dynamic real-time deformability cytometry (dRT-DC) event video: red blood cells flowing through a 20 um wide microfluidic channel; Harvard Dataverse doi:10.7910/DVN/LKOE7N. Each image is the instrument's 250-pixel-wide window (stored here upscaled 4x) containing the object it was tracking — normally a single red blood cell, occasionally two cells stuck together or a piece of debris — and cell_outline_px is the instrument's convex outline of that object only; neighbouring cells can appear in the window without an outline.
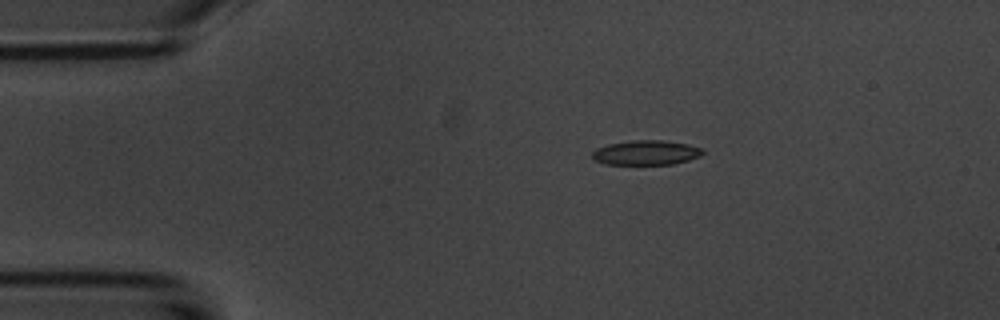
{"species": "common noctule bat (a hibernating species)", "species_latin": "Nyctalus noctula", "temperature_condition": "room temperature", "stored_images_in_passage": 45, "camera_frame_rate_fps": 3000, "um_per_image_px": 0.085, "animal": {"sex": "male", "body_mass_g": 20.1, "forearm_length_mm": 53.5}, "frame": {"image": 1, "passage_image": 1, "time_ms": 0.0, "image_size_px": [1000, 320], "cell_outline_px": [[704, 152], [700, 156], [688, 160], [672, 164], [604, 164], [596, 160], [592, 156], [592, 152], [596, 148], [608, 144], [632, 140], [660, 140], [688, 144], [704, 148]], "centroid_in_image_um": [54.93, 12.97], "position_along_channel_um": 30.1, "area_um2": 15.84}}
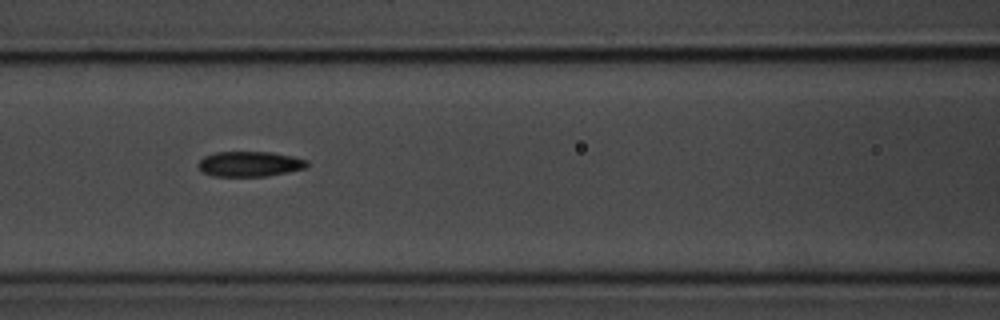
{"frame": {"image": 2, "passage_image": 14, "time_ms": 4.333, "image_size_px": [1000, 320], "cell_outline_px": [[308, 164], [304, 168], [288, 172], [264, 176], [212, 176], [204, 172], [200, 168], [200, 160], [204, 156], [216, 152], [272, 152], [292, 156], [308, 160]], "centroid_in_image_um": [21.25, 13.93], "position_along_channel_um": 145.4, "area_um2": 15.78}}
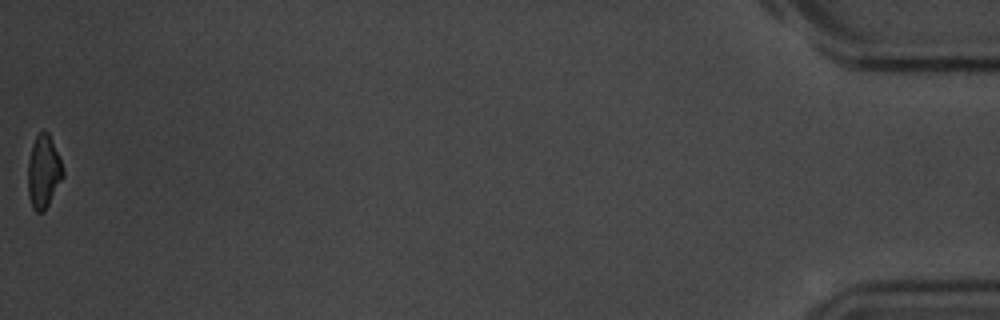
{"frame": {"image": 3, "passage_image": 45, "time_ms": 14.667, "image_size_px": [1000, 320], "cell_outline_px": [[64, 176], [44, 212], [36, 212], [32, 208], [28, 196], [28, 160], [32, 144], [36, 136], [40, 132], [48, 132], [60, 160], [64, 172]], "centroid_in_image_um": [3.68, 14.63], "position_along_channel_um": 431.5, "area_um2": 14.8}, "authors_computed_cell_mechanics": {"area_um2": 16.1262, "velocity_mm_per_s": 3.7267, "shape_relaxation_time_tau1_ms": 2.3565, "shape_relaxation_time_tau2_ms": 3.4994, "deformation_change_tau1": 0.1371, "deformation_change_tau2": 0.118}}